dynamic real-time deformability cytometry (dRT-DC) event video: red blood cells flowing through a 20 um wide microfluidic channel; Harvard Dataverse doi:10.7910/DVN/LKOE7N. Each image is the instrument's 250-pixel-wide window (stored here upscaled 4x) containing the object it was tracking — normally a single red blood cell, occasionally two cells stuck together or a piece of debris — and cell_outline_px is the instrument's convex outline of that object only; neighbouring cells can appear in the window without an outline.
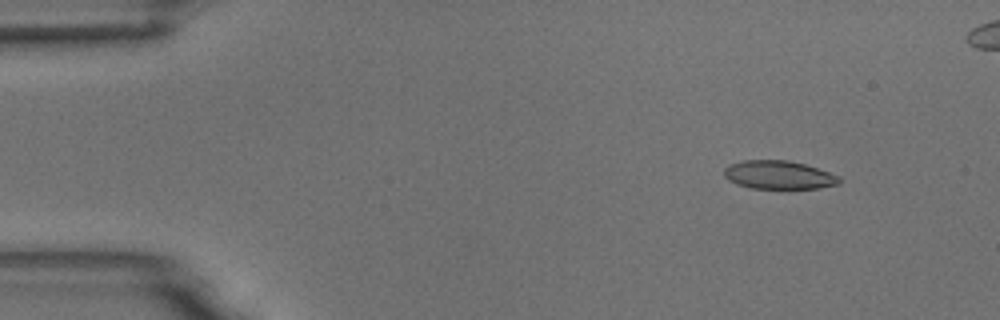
{"species": "common noctule bat (a hibernating species)", "species_latin": "Nyctalus noctula", "temperature_condition": "room temperature", "stored_images_in_passage": 6, "camera_frame_rate_fps": 3000, "um_per_image_px": 0.085, "animal": {"sex": "male", "body_mass_g": 18.8}, "frame": {"image": 1, "passage_image": 2, "time_ms": 0.333, "image_size_px": [1000, 320], "cell_outline_px": [[840, 184], [820, 188], [748, 188], [736, 184], [728, 180], [724, 176], [724, 168], [728, 164], [744, 160], [788, 160], [804, 164], [840, 176]], "centroid_in_image_um": [66.16, 14.87], "position_along_channel_um": 18.8, "area_um2": 19.13}}